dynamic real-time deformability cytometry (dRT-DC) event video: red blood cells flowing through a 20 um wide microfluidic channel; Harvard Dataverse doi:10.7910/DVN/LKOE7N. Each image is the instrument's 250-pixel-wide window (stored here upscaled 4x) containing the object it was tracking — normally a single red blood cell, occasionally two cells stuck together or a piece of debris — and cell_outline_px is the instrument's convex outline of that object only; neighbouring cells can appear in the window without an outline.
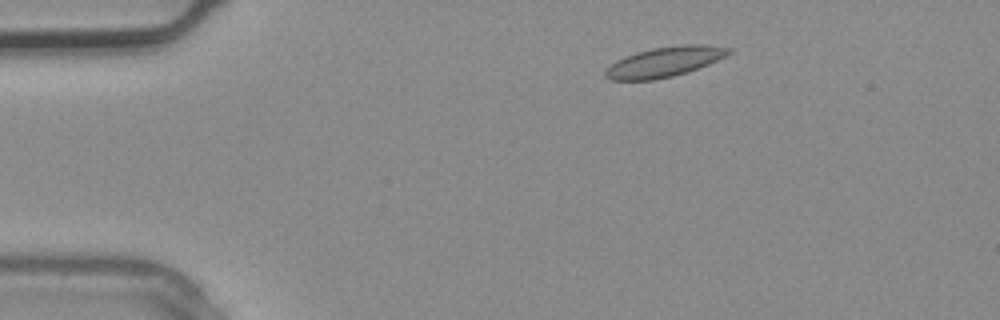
{"species": "common noctule bat (a hibernating species)", "species_latin": "Nyctalus noctula", "temperature_condition": "warm", "stored_images_in_passage": 2, "camera_frame_rate_fps": 3000, "um_per_image_px": 0.085, "animal": {"sex": "male", "body_mass_g": 20.4}, "frame": {"image": 1, "passage_image": 1, "time_ms": 0.0, "image_size_px": [1000, 320], "cell_outline_px": [[732, 52], [708, 64], [688, 72], [672, 76], [652, 80], [612, 80], [604, 76], [604, 68], [616, 60], [636, 52], [652, 48], [684, 44], [704, 44], [732, 48]], "centroid_in_image_um": [56.45, 5.25], "position_along_channel_um": 28.5, "area_um2": 21.62}}